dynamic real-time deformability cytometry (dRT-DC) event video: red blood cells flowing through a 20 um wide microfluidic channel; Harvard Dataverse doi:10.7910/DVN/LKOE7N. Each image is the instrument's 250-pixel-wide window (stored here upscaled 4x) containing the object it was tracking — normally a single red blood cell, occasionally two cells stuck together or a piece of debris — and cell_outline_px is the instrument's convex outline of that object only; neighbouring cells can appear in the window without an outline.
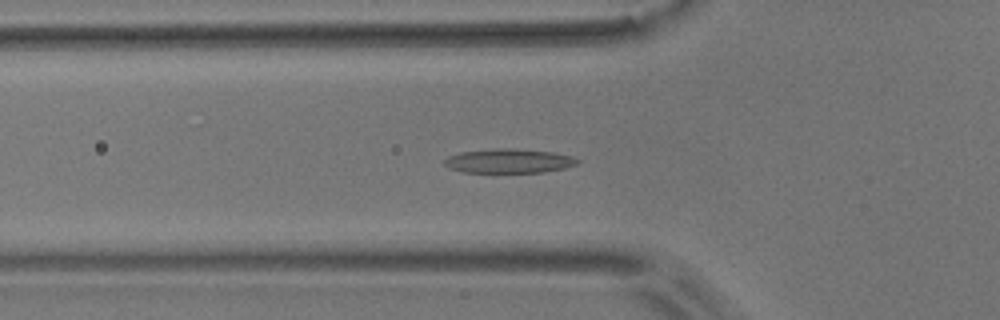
{"species": "common noctule bat (a hibernating species)", "species_latin": "Nyctalus noctula", "temperature_condition": "room temperature", "stored_images_in_passage": 55, "camera_frame_rate_fps": 3000, "um_per_image_px": 0.085, "animal": {"sex": "male", "body_mass_g": 17.9}, "frame": {"image": 1, "passage_image": 18, "time_ms": 5.667, "image_size_px": [1000, 320], "cell_outline_px": [[580, 164], [564, 168], [544, 172], [464, 172], [448, 168], [444, 164], [444, 160], [448, 156], [460, 152], [496, 148], [512, 148], [552, 152], [572, 156], [580, 160]], "centroid_in_image_um": [43.26, 13.68], "position_along_channel_um": 82.5, "area_um2": 18.84}}
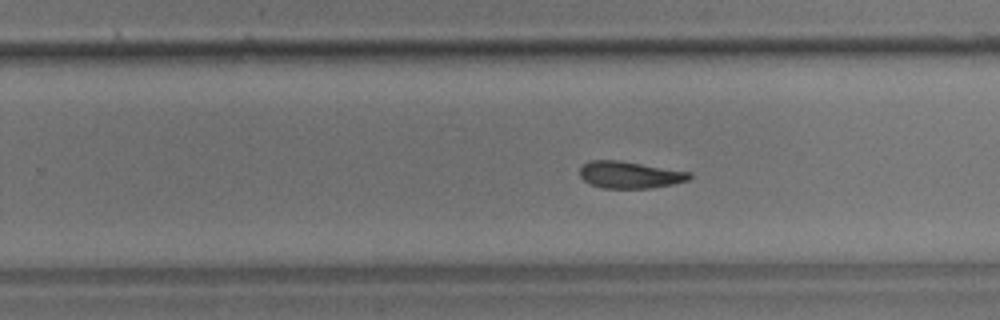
{"frame": {"image": 2, "passage_image": 34, "time_ms": 11.0, "image_size_px": [1000, 320], "cell_outline_px": [[692, 176], [688, 180], [672, 184], [652, 188], [604, 188], [592, 184], [584, 180], [580, 176], [580, 168], [584, 164], [592, 160], [620, 160], [692, 172]], "centroid_in_image_um": [53.56, 14.85], "position_along_channel_um": 276.2, "area_um2": 17.17}}
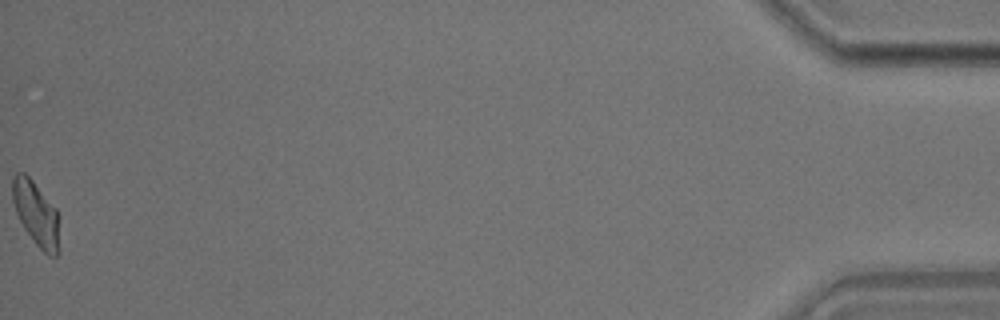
{"frame": {"image": 3, "passage_image": 55, "time_ms": 18.0, "image_size_px": [1000, 320], "cell_outline_px": [[60, 252], [56, 256], [48, 256], [36, 244], [24, 228], [16, 212], [12, 200], [12, 176], [16, 172], [24, 172], [32, 180], [56, 208], [60, 248]], "centroid_in_image_um": [3.06, 18.16], "position_along_channel_um": 432.1, "area_um2": 17.57}}